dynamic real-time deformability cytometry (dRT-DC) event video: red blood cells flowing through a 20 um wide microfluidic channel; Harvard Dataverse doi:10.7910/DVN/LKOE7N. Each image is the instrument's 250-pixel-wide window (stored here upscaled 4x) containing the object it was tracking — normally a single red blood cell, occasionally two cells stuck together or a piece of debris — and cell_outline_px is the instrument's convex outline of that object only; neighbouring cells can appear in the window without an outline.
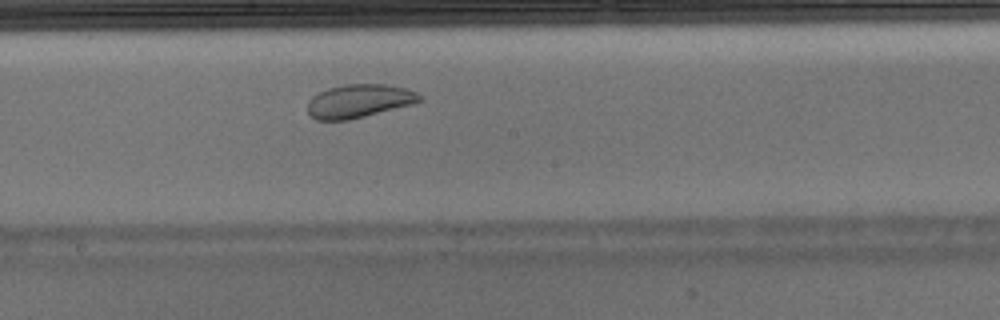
{"species": "Egyptian fruit bat (a non-hibernating species)", "species_latin": "Rousettus aegyptiacus", "temperature_condition": "warm", "stored_images_in_passage": 41, "camera_frame_rate_fps": 3000, "um_per_image_px": 0.085, "animal": {"sex": "male"}, "frame": {"image": 1, "passage_image": 18, "time_ms": 5.667, "image_size_px": [1000, 320], "cell_outline_px": [[424, 100], [416, 104], [348, 120], [316, 120], [308, 112], [308, 100], [312, 96], [328, 88], [344, 84], [384, 84], [408, 88], [416, 92]], "centroid_in_image_um": [30.56, 8.58], "position_along_channel_um": 217.6, "area_um2": 22.02}, "authors_computed_cell_mechanics": {"area_um2": 25.5476, "velocity_mm_per_s": 3.971, "shape_relaxation_time_tau1_ms": null, "shape_relaxation_time_tau2_ms": 1.1584, "deformation_change_tau1": null, "deformation_change_tau2": 0.0581}}